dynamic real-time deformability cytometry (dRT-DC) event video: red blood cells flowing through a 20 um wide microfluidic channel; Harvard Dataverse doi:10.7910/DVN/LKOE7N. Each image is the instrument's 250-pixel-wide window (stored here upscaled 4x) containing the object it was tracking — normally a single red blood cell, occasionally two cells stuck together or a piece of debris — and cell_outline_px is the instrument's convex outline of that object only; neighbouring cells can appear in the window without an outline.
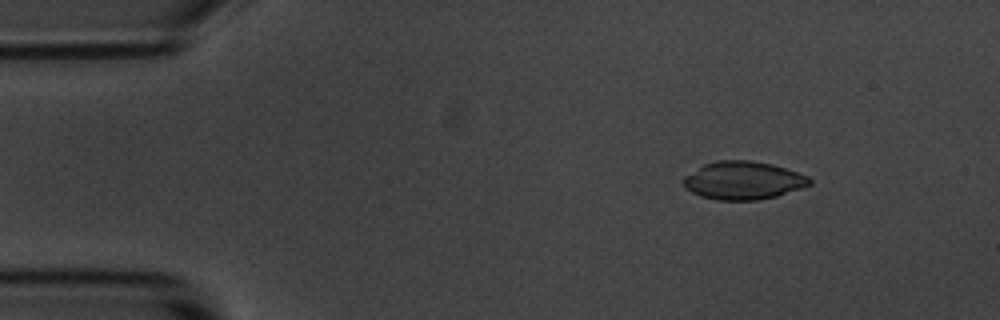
{"species": "common noctule bat (a hibernating species)", "species_latin": "Nyctalus noctula", "temperature_condition": "room temperature", "stored_images_in_passage": 4, "camera_frame_rate_fps": 3000, "um_per_image_px": 0.085, "animal": {"sex": "male", "body_mass_g": 20.1, "forearm_length_mm": 53.5}, "frame": {"image": 1, "passage_image": 1, "time_ms": 0.0, "image_size_px": [1000, 320], "cell_outline_px": [[812, 184], [776, 196], [760, 200], [716, 200], [700, 196], [684, 188], [680, 180], [684, 176], [704, 164], [716, 160], [748, 160], [772, 164], [808, 176], [812, 180]], "centroid_in_image_um": [63.12, 15.34], "position_along_channel_um": 21.9, "area_um2": 28.09}}